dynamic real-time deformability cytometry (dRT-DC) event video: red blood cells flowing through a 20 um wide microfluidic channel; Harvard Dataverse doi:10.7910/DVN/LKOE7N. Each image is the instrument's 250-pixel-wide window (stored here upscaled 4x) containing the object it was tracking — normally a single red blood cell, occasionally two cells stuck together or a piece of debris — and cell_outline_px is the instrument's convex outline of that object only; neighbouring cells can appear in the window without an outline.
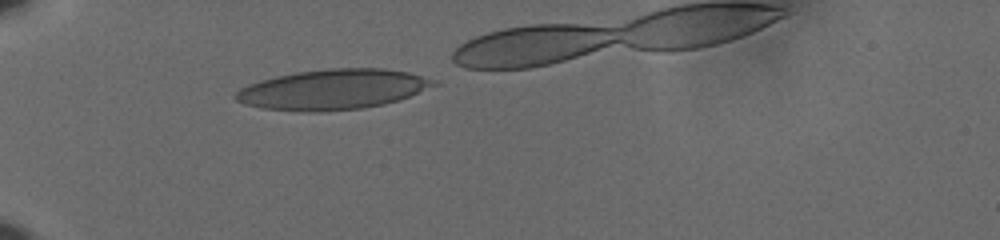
{"species": "human", "species_latin": "Homo sapiens", "temperature_condition": "cold", "stored_images_in_passage": 34, "camera_frame_rate_fps": 3000, "um_per_image_px": 0.085, "donor": {"sex": "male"}, "frame": {"image": 1, "passage_image": 2, "time_ms": 0.333, "image_size_px": [1000, 240], "cell_outline_px": [[440, 84], [400, 100], [384, 104], [364, 108], [320, 112], [308, 112], [260, 108], [244, 104], [236, 100], [232, 96], [240, 88], [248, 84], [260, 80], [276, 76], [296, 72], [332, 68], [384, 68], [408, 72], [436, 80]], "centroid_in_image_um": [28.3, 7.6], "position_along_channel_um": 56.7, "area_um2": 46.76}}
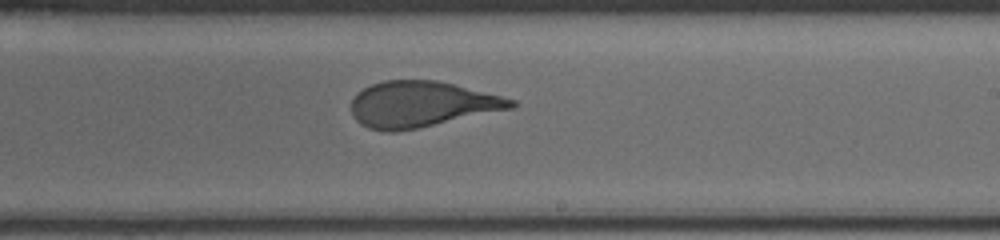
{"frame": {"image": 2, "passage_image": 20, "time_ms": 6.333, "image_size_px": [1000, 240], "cell_outline_px": [[516, 104], [512, 108], [416, 128], [392, 132], [388, 132], [368, 128], [360, 124], [352, 116], [352, 100], [356, 92], [372, 84], [384, 80], [436, 80], [516, 100]], "centroid_in_image_um": [35.75, 8.86], "position_along_channel_um": 253.2, "area_um2": 42.14}}
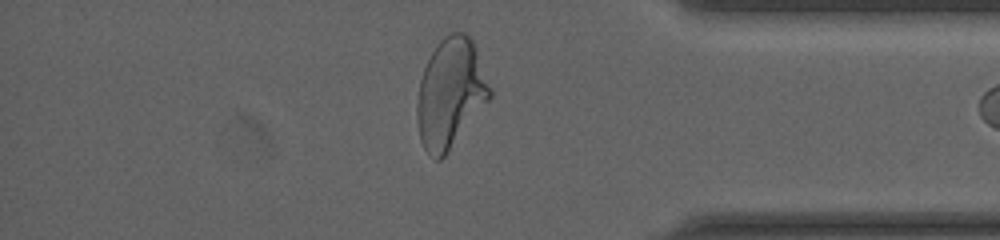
{"frame": {"image": 3, "passage_image": 33, "time_ms": 10.667, "image_size_px": [1000, 240], "cell_outline_px": [[492, 96], [444, 156], [440, 160], [436, 160], [424, 148], [420, 140], [416, 116], [416, 104], [420, 80], [424, 68], [436, 44], [444, 36], [452, 32], [464, 32], [472, 40], [492, 88]], "centroid_in_image_um": [38.28, 7.91], "position_along_channel_um": 396.9, "area_um2": 46.07}}